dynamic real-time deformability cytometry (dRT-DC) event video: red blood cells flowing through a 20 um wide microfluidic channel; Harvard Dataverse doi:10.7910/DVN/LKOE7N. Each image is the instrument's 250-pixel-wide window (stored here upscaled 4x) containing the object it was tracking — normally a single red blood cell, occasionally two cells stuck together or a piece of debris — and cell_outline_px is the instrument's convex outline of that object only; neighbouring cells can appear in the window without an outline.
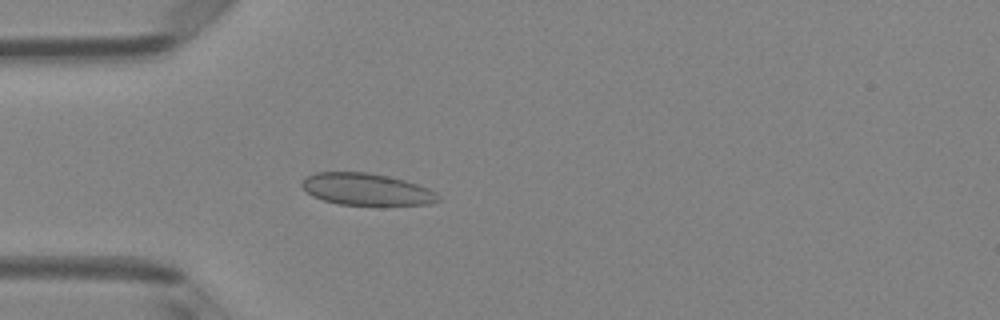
{"species": "Egyptian fruit bat (a non-hibernating species)", "species_latin": "Rousettus aegyptiacus", "temperature_condition": "room temperature", "stored_images_in_passage": 49, "camera_frame_rate_fps": 3000, "um_per_image_px": 0.085, "animal": {"sex": "female"}, "frame": {"image": 1, "passage_image": 14, "time_ms": 4.333, "image_size_px": [1000, 320], "cell_outline_px": [[440, 200], [432, 204], [340, 204], [324, 200], [312, 196], [300, 184], [300, 180], [304, 176], [316, 172], [368, 172], [404, 180], [428, 188], [436, 192], [440, 196]], "centroid_in_image_um": [31.12, 16.07], "position_along_channel_um": 53.9, "area_um2": 25.14}}
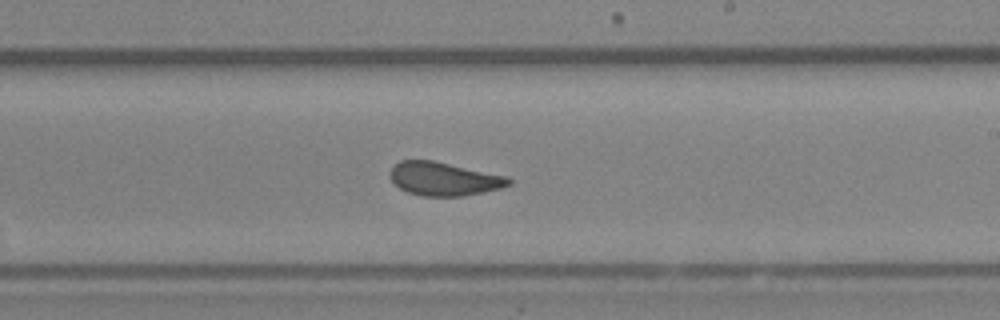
{"frame": {"image": 2, "passage_image": 29, "time_ms": 9.333, "image_size_px": [1000, 320], "cell_outline_px": [[512, 184], [500, 188], [484, 192], [460, 196], [420, 196], [408, 192], [400, 188], [388, 176], [388, 172], [392, 164], [400, 160], [432, 160], [508, 176], [512, 180]], "centroid_in_image_um": [37.7, 15.19], "position_along_channel_um": 251.3, "area_um2": 23.35}}
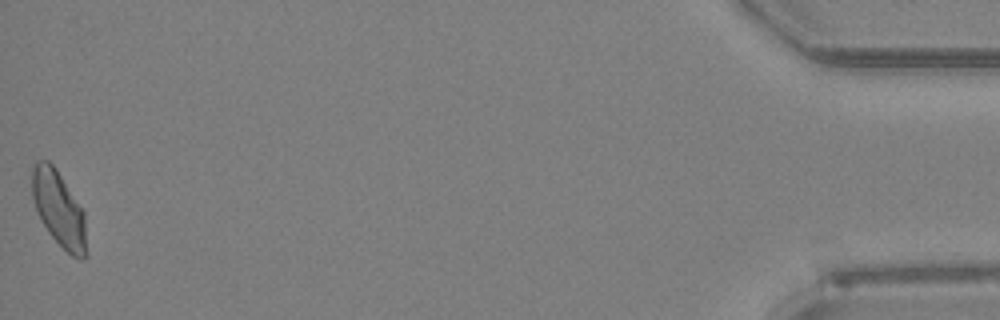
{"frame": {"image": 3, "passage_image": 49, "time_ms": 16.0, "image_size_px": [1000, 320], "cell_outline_px": [[88, 256], [72, 256], [48, 232], [40, 220], [36, 212], [32, 196], [32, 164], [36, 160], [48, 160], [56, 168], [84, 212]], "centroid_in_image_um": [4.98, 17.73], "position_along_channel_um": 430.2, "area_um2": 23.87}}